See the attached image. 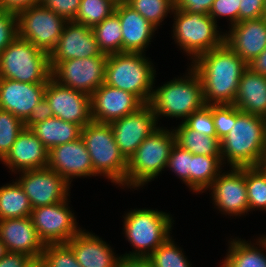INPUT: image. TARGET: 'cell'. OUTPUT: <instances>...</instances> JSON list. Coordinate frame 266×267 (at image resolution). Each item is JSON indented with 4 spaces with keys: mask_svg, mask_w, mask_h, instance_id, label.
I'll return each mask as SVG.
<instances>
[{
    "mask_svg": "<svg viewBox=\"0 0 266 267\" xmlns=\"http://www.w3.org/2000/svg\"><path fill=\"white\" fill-rule=\"evenodd\" d=\"M200 76L206 105L234 104L248 64L225 42L198 56L190 65Z\"/></svg>",
    "mask_w": 266,
    "mask_h": 267,
    "instance_id": "6da1fadb",
    "label": "cell"
},
{
    "mask_svg": "<svg viewBox=\"0 0 266 267\" xmlns=\"http://www.w3.org/2000/svg\"><path fill=\"white\" fill-rule=\"evenodd\" d=\"M222 164L259 166L266 151V118L242 112L232 104V130L221 141Z\"/></svg>",
    "mask_w": 266,
    "mask_h": 267,
    "instance_id": "7a4b0ae2",
    "label": "cell"
},
{
    "mask_svg": "<svg viewBox=\"0 0 266 267\" xmlns=\"http://www.w3.org/2000/svg\"><path fill=\"white\" fill-rule=\"evenodd\" d=\"M187 71L183 78H174L153 89L148 104L156 115L157 122L162 116L176 119L181 117V122H184L193 112L206 105L200 76L191 66Z\"/></svg>",
    "mask_w": 266,
    "mask_h": 267,
    "instance_id": "3957f363",
    "label": "cell"
},
{
    "mask_svg": "<svg viewBox=\"0 0 266 267\" xmlns=\"http://www.w3.org/2000/svg\"><path fill=\"white\" fill-rule=\"evenodd\" d=\"M155 74L152 61L144 53H114L108 55L104 83L133 93L148 104L155 86Z\"/></svg>",
    "mask_w": 266,
    "mask_h": 267,
    "instance_id": "277c9868",
    "label": "cell"
},
{
    "mask_svg": "<svg viewBox=\"0 0 266 267\" xmlns=\"http://www.w3.org/2000/svg\"><path fill=\"white\" fill-rule=\"evenodd\" d=\"M171 130L159 126L138 146L127 161V188L143 187L164 171L176 143Z\"/></svg>",
    "mask_w": 266,
    "mask_h": 267,
    "instance_id": "5b68a950",
    "label": "cell"
},
{
    "mask_svg": "<svg viewBox=\"0 0 266 267\" xmlns=\"http://www.w3.org/2000/svg\"><path fill=\"white\" fill-rule=\"evenodd\" d=\"M123 231L135 250L127 257H149L169 237L174 220L169 213L153 209H133L124 214Z\"/></svg>",
    "mask_w": 266,
    "mask_h": 267,
    "instance_id": "8992f818",
    "label": "cell"
},
{
    "mask_svg": "<svg viewBox=\"0 0 266 267\" xmlns=\"http://www.w3.org/2000/svg\"><path fill=\"white\" fill-rule=\"evenodd\" d=\"M81 138L90 154L94 176L108 178L124 189L127 160L116 144L110 124L91 121L82 128Z\"/></svg>",
    "mask_w": 266,
    "mask_h": 267,
    "instance_id": "52a82bcc",
    "label": "cell"
},
{
    "mask_svg": "<svg viewBox=\"0 0 266 267\" xmlns=\"http://www.w3.org/2000/svg\"><path fill=\"white\" fill-rule=\"evenodd\" d=\"M51 71L49 55L18 36L0 53V79L47 83Z\"/></svg>",
    "mask_w": 266,
    "mask_h": 267,
    "instance_id": "ba28073f",
    "label": "cell"
},
{
    "mask_svg": "<svg viewBox=\"0 0 266 267\" xmlns=\"http://www.w3.org/2000/svg\"><path fill=\"white\" fill-rule=\"evenodd\" d=\"M174 14V15H173ZM173 39L193 62L198 56L224 43V34L209 14L174 9ZM223 34V35H222Z\"/></svg>",
    "mask_w": 266,
    "mask_h": 267,
    "instance_id": "9c48e42d",
    "label": "cell"
},
{
    "mask_svg": "<svg viewBox=\"0 0 266 267\" xmlns=\"http://www.w3.org/2000/svg\"><path fill=\"white\" fill-rule=\"evenodd\" d=\"M17 36L48 55L55 49L67 20L41 4L17 15Z\"/></svg>",
    "mask_w": 266,
    "mask_h": 267,
    "instance_id": "30bf717a",
    "label": "cell"
},
{
    "mask_svg": "<svg viewBox=\"0 0 266 267\" xmlns=\"http://www.w3.org/2000/svg\"><path fill=\"white\" fill-rule=\"evenodd\" d=\"M68 202L67 199L32 209L30 219L45 245L67 243L82 230Z\"/></svg>",
    "mask_w": 266,
    "mask_h": 267,
    "instance_id": "8fae6325",
    "label": "cell"
},
{
    "mask_svg": "<svg viewBox=\"0 0 266 267\" xmlns=\"http://www.w3.org/2000/svg\"><path fill=\"white\" fill-rule=\"evenodd\" d=\"M108 55L60 61L51 71L58 83L91 95L105 80Z\"/></svg>",
    "mask_w": 266,
    "mask_h": 267,
    "instance_id": "7c38bea8",
    "label": "cell"
},
{
    "mask_svg": "<svg viewBox=\"0 0 266 267\" xmlns=\"http://www.w3.org/2000/svg\"><path fill=\"white\" fill-rule=\"evenodd\" d=\"M18 174L19 179L16 180L28 196L32 209L62 202L70 196L71 185L49 167Z\"/></svg>",
    "mask_w": 266,
    "mask_h": 267,
    "instance_id": "4fadbf2b",
    "label": "cell"
},
{
    "mask_svg": "<svg viewBox=\"0 0 266 267\" xmlns=\"http://www.w3.org/2000/svg\"><path fill=\"white\" fill-rule=\"evenodd\" d=\"M44 97L54 117L82 128L92 121L90 95L66 87L51 77L47 82Z\"/></svg>",
    "mask_w": 266,
    "mask_h": 267,
    "instance_id": "5bb4252c",
    "label": "cell"
},
{
    "mask_svg": "<svg viewBox=\"0 0 266 267\" xmlns=\"http://www.w3.org/2000/svg\"><path fill=\"white\" fill-rule=\"evenodd\" d=\"M226 172L221 171L208 188L209 192L212 191L213 204L222 214L236 217L244 215L249 212L246 167H231Z\"/></svg>",
    "mask_w": 266,
    "mask_h": 267,
    "instance_id": "9a60e30c",
    "label": "cell"
},
{
    "mask_svg": "<svg viewBox=\"0 0 266 267\" xmlns=\"http://www.w3.org/2000/svg\"><path fill=\"white\" fill-rule=\"evenodd\" d=\"M121 154L128 161L138 146L158 128L156 115L149 104L109 123Z\"/></svg>",
    "mask_w": 266,
    "mask_h": 267,
    "instance_id": "2e32d148",
    "label": "cell"
},
{
    "mask_svg": "<svg viewBox=\"0 0 266 267\" xmlns=\"http://www.w3.org/2000/svg\"><path fill=\"white\" fill-rule=\"evenodd\" d=\"M144 103L133 93L103 83L90 95L91 118L111 123L137 111Z\"/></svg>",
    "mask_w": 266,
    "mask_h": 267,
    "instance_id": "e0dca14e",
    "label": "cell"
},
{
    "mask_svg": "<svg viewBox=\"0 0 266 267\" xmlns=\"http://www.w3.org/2000/svg\"><path fill=\"white\" fill-rule=\"evenodd\" d=\"M92 28L67 21L55 49L50 53L51 70L60 62L103 56Z\"/></svg>",
    "mask_w": 266,
    "mask_h": 267,
    "instance_id": "ac0fdd59",
    "label": "cell"
},
{
    "mask_svg": "<svg viewBox=\"0 0 266 267\" xmlns=\"http://www.w3.org/2000/svg\"><path fill=\"white\" fill-rule=\"evenodd\" d=\"M69 184L73 178L94 176L90 154L83 139L52 147L48 153V165Z\"/></svg>",
    "mask_w": 266,
    "mask_h": 267,
    "instance_id": "d6986e66",
    "label": "cell"
},
{
    "mask_svg": "<svg viewBox=\"0 0 266 267\" xmlns=\"http://www.w3.org/2000/svg\"><path fill=\"white\" fill-rule=\"evenodd\" d=\"M46 85L0 79V109L9 111L24 122L44 98Z\"/></svg>",
    "mask_w": 266,
    "mask_h": 267,
    "instance_id": "ffe728a7",
    "label": "cell"
},
{
    "mask_svg": "<svg viewBox=\"0 0 266 267\" xmlns=\"http://www.w3.org/2000/svg\"><path fill=\"white\" fill-rule=\"evenodd\" d=\"M224 32V42L247 64L266 48V17L243 20Z\"/></svg>",
    "mask_w": 266,
    "mask_h": 267,
    "instance_id": "44dd1931",
    "label": "cell"
},
{
    "mask_svg": "<svg viewBox=\"0 0 266 267\" xmlns=\"http://www.w3.org/2000/svg\"><path fill=\"white\" fill-rule=\"evenodd\" d=\"M0 240L8 252L23 253L32 259H40L45 248L30 217L0 220Z\"/></svg>",
    "mask_w": 266,
    "mask_h": 267,
    "instance_id": "7402d4cb",
    "label": "cell"
},
{
    "mask_svg": "<svg viewBox=\"0 0 266 267\" xmlns=\"http://www.w3.org/2000/svg\"><path fill=\"white\" fill-rule=\"evenodd\" d=\"M48 153L49 150L33 132L29 128H24L2 162L11 172L16 174L17 172L47 167Z\"/></svg>",
    "mask_w": 266,
    "mask_h": 267,
    "instance_id": "603a6c76",
    "label": "cell"
},
{
    "mask_svg": "<svg viewBox=\"0 0 266 267\" xmlns=\"http://www.w3.org/2000/svg\"><path fill=\"white\" fill-rule=\"evenodd\" d=\"M114 12L121 24L122 52L145 53L157 28L125 1L117 2Z\"/></svg>",
    "mask_w": 266,
    "mask_h": 267,
    "instance_id": "cb8c5ba5",
    "label": "cell"
},
{
    "mask_svg": "<svg viewBox=\"0 0 266 267\" xmlns=\"http://www.w3.org/2000/svg\"><path fill=\"white\" fill-rule=\"evenodd\" d=\"M67 244L81 267H116L120 256L95 233L81 230ZM116 256V257H115Z\"/></svg>",
    "mask_w": 266,
    "mask_h": 267,
    "instance_id": "d4e9b609",
    "label": "cell"
},
{
    "mask_svg": "<svg viewBox=\"0 0 266 267\" xmlns=\"http://www.w3.org/2000/svg\"><path fill=\"white\" fill-rule=\"evenodd\" d=\"M234 105L242 112L266 118V76L248 67L240 78Z\"/></svg>",
    "mask_w": 266,
    "mask_h": 267,
    "instance_id": "484cf974",
    "label": "cell"
},
{
    "mask_svg": "<svg viewBox=\"0 0 266 267\" xmlns=\"http://www.w3.org/2000/svg\"><path fill=\"white\" fill-rule=\"evenodd\" d=\"M238 238H230L231 242L228 241V253H226L221 267H266V241L264 238L260 235L255 241L257 244Z\"/></svg>",
    "mask_w": 266,
    "mask_h": 267,
    "instance_id": "4316f807",
    "label": "cell"
},
{
    "mask_svg": "<svg viewBox=\"0 0 266 267\" xmlns=\"http://www.w3.org/2000/svg\"><path fill=\"white\" fill-rule=\"evenodd\" d=\"M29 129L48 150L79 139L82 131L81 126L54 116L32 125Z\"/></svg>",
    "mask_w": 266,
    "mask_h": 267,
    "instance_id": "83f0119b",
    "label": "cell"
},
{
    "mask_svg": "<svg viewBox=\"0 0 266 267\" xmlns=\"http://www.w3.org/2000/svg\"><path fill=\"white\" fill-rule=\"evenodd\" d=\"M180 123L173 129L177 145L194 155L221 156V143L217 137L205 136Z\"/></svg>",
    "mask_w": 266,
    "mask_h": 267,
    "instance_id": "f1b7e54d",
    "label": "cell"
},
{
    "mask_svg": "<svg viewBox=\"0 0 266 267\" xmlns=\"http://www.w3.org/2000/svg\"><path fill=\"white\" fill-rule=\"evenodd\" d=\"M31 212L28 196L16 179L0 187V220L30 217Z\"/></svg>",
    "mask_w": 266,
    "mask_h": 267,
    "instance_id": "f546056e",
    "label": "cell"
},
{
    "mask_svg": "<svg viewBox=\"0 0 266 267\" xmlns=\"http://www.w3.org/2000/svg\"><path fill=\"white\" fill-rule=\"evenodd\" d=\"M221 156L194 155L191 159V191L204 193L218 177L223 166Z\"/></svg>",
    "mask_w": 266,
    "mask_h": 267,
    "instance_id": "4dcf8cb0",
    "label": "cell"
},
{
    "mask_svg": "<svg viewBox=\"0 0 266 267\" xmlns=\"http://www.w3.org/2000/svg\"><path fill=\"white\" fill-rule=\"evenodd\" d=\"M92 30L102 53L109 55L122 52L121 24L115 12L95 25Z\"/></svg>",
    "mask_w": 266,
    "mask_h": 267,
    "instance_id": "1f68e13d",
    "label": "cell"
},
{
    "mask_svg": "<svg viewBox=\"0 0 266 267\" xmlns=\"http://www.w3.org/2000/svg\"><path fill=\"white\" fill-rule=\"evenodd\" d=\"M116 3L115 0H81L73 21L93 28L114 12Z\"/></svg>",
    "mask_w": 266,
    "mask_h": 267,
    "instance_id": "d6a6232c",
    "label": "cell"
},
{
    "mask_svg": "<svg viewBox=\"0 0 266 267\" xmlns=\"http://www.w3.org/2000/svg\"><path fill=\"white\" fill-rule=\"evenodd\" d=\"M246 188L249 211H266V172L261 166L246 167Z\"/></svg>",
    "mask_w": 266,
    "mask_h": 267,
    "instance_id": "836d02e7",
    "label": "cell"
},
{
    "mask_svg": "<svg viewBox=\"0 0 266 267\" xmlns=\"http://www.w3.org/2000/svg\"><path fill=\"white\" fill-rule=\"evenodd\" d=\"M125 2L156 28L162 25L160 23L168 13L172 14L175 9V0H126Z\"/></svg>",
    "mask_w": 266,
    "mask_h": 267,
    "instance_id": "e575fe53",
    "label": "cell"
},
{
    "mask_svg": "<svg viewBox=\"0 0 266 267\" xmlns=\"http://www.w3.org/2000/svg\"><path fill=\"white\" fill-rule=\"evenodd\" d=\"M170 236L148 257L152 267H192L190 261Z\"/></svg>",
    "mask_w": 266,
    "mask_h": 267,
    "instance_id": "d590c367",
    "label": "cell"
},
{
    "mask_svg": "<svg viewBox=\"0 0 266 267\" xmlns=\"http://www.w3.org/2000/svg\"><path fill=\"white\" fill-rule=\"evenodd\" d=\"M23 129L24 122L21 119L0 109V161L6 157Z\"/></svg>",
    "mask_w": 266,
    "mask_h": 267,
    "instance_id": "8d00e7d4",
    "label": "cell"
},
{
    "mask_svg": "<svg viewBox=\"0 0 266 267\" xmlns=\"http://www.w3.org/2000/svg\"><path fill=\"white\" fill-rule=\"evenodd\" d=\"M40 259L45 267H81L67 243L45 245Z\"/></svg>",
    "mask_w": 266,
    "mask_h": 267,
    "instance_id": "74e56055",
    "label": "cell"
},
{
    "mask_svg": "<svg viewBox=\"0 0 266 267\" xmlns=\"http://www.w3.org/2000/svg\"><path fill=\"white\" fill-rule=\"evenodd\" d=\"M191 159L192 153L188 150L181 148L176 143L174 144L170 157L167 162V168L182 180L184 184L191 190Z\"/></svg>",
    "mask_w": 266,
    "mask_h": 267,
    "instance_id": "f35d334b",
    "label": "cell"
},
{
    "mask_svg": "<svg viewBox=\"0 0 266 267\" xmlns=\"http://www.w3.org/2000/svg\"><path fill=\"white\" fill-rule=\"evenodd\" d=\"M188 128L209 137H216V129L212 118V104L205 105L193 112L184 122Z\"/></svg>",
    "mask_w": 266,
    "mask_h": 267,
    "instance_id": "ab89813d",
    "label": "cell"
},
{
    "mask_svg": "<svg viewBox=\"0 0 266 267\" xmlns=\"http://www.w3.org/2000/svg\"><path fill=\"white\" fill-rule=\"evenodd\" d=\"M212 118L221 141L232 130V104H212Z\"/></svg>",
    "mask_w": 266,
    "mask_h": 267,
    "instance_id": "60d3db41",
    "label": "cell"
},
{
    "mask_svg": "<svg viewBox=\"0 0 266 267\" xmlns=\"http://www.w3.org/2000/svg\"><path fill=\"white\" fill-rule=\"evenodd\" d=\"M239 6L240 0H214L212 8L209 12V15L213 18V20L217 22V18L220 17H228L230 20L232 27L236 23H239Z\"/></svg>",
    "mask_w": 266,
    "mask_h": 267,
    "instance_id": "b9f144b4",
    "label": "cell"
},
{
    "mask_svg": "<svg viewBox=\"0 0 266 267\" xmlns=\"http://www.w3.org/2000/svg\"><path fill=\"white\" fill-rule=\"evenodd\" d=\"M17 37L16 14L0 10V53Z\"/></svg>",
    "mask_w": 266,
    "mask_h": 267,
    "instance_id": "7bdbcfd3",
    "label": "cell"
},
{
    "mask_svg": "<svg viewBox=\"0 0 266 267\" xmlns=\"http://www.w3.org/2000/svg\"><path fill=\"white\" fill-rule=\"evenodd\" d=\"M81 0H41V5L51 9L67 21H73L77 15Z\"/></svg>",
    "mask_w": 266,
    "mask_h": 267,
    "instance_id": "ee69618b",
    "label": "cell"
},
{
    "mask_svg": "<svg viewBox=\"0 0 266 267\" xmlns=\"http://www.w3.org/2000/svg\"><path fill=\"white\" fill-rule=\"evenodd\" d=\"M265 0H240L239 22L264 17Z\"/></svg>",
    "mask_w": 266,
    "mask_h": 267,
    "instance_id": "f6af8a7d",
    "label": "cell"
},
{
    "mask_svg": "<svg viewBox=\"0 0 266 267\" xmlns=\"http://www.w3.org/2000/svg\"><path fill=\"white\" fill-rule=\"evenodd\" d=\"M214 0H175V8L185 12L209 14Z\"/></svg>",
    "mask_w": 266,
    "mask_h": 267,
    "instance_id": "bcb514c9",
    "label": "cell"
},
{
    "mask_svg": "<svg viewBox=\"0 0 266 267\" xmlns=\"http://www.w3.org/2000/svg\"><path fill=\"white\" fill-rule=\"evenodd\" d=\"M53 117L50 105L44 97L33 109L28 118L24 121V128H30L32 125L45 121Z\"/></svg>",
    "mask_w": 266,
    "mask_h": 267,
    "instance_id": "7dc6e473",
    "label": "cell"
},
{
    "mask_svg": "<svg viewBox=\"0 0 266 267\" xmlns=\"http://www.w3.org/2000/svg\"><path fill=\"white\" fill-rule=\"evenodd\" d=\"M40 3L41 0H0V9L17 15L19 12Z\"/></svg>",
    "mask_w": 266,
    "mask_h": 267,
    "instance_id": "c3c4849f",
    "label": "cell"
},
{
    "mask_svg": "<svg viewBox=\"0 0 266 267\" xmlns=\"http://www.w3.org/2000/svg\"><path fill=\"white\" fill-rule=\"evenodd\" d=\"M31 260L26 254L8 252L0 259V267H26Z\"/></svg>",
    "mask_w": 266,
    "mask_h": 267,
    "instance_id": "681fc988",
    "label": "cell"
},
{
    "mask_svg": "<svg viewBox=\"0 0 266 267\" xmlns=\"http://www.w3.org/2000/svg\"><path fill=\"white\" fill-rule=\"evenodd\" d=\"M116 267H152L148 257H127L120 255Z\"/></svg>",
    "mask_w": 266,
    "mask_h": 267,
    "instance_id": "f907efd6",
    "label": "cell"
},
{
    "mask_svg": "<svg viewBox=\"0 0 266 267\" xmlns=\"http://www.w3.org/2000/svg\"><path fill=\"white\" fill-rule=\"evenodd\" d=\"M248 67L253 72L266 76V48L248 64Z\"/></svg>",
    "mask_w": 266,
    "mask_h": 267,
    "instance_id": "816d5d0a",
    "label": "cell"
},
{
    "mask_svg": "<svg viewBox=\"0 0 266 267\" xmlns=\"http://www.w3.org/2000/svg\"><path fill=\"white\" fill-rule=\"evenodd\" d=\"M26 267H45L41 259H32Z\"/></svg>",
    "mask_w": 266,
    "mask_h": 267,
    "instance_id": "f5cc1de1",
    "label": "cell"
},
{
    "mask_svg": "<svg viewBox=\"0 0 266 267\" xmlns=\"http://www.w3.org/2000/svg\"><path fill=\"white\" fill-rule=\"evenodd\" d=\"M8 253L5 244L0 240V259Z\"/></svg>",
    "mask_w": 266,
    "mask_h": 267,
    "instance_id": "db71d44e",
    "label": "cell"
},
{
    "mask_svg": "<svg viewBox=\"0 0 266 267\" xmlns=\"http://www.w3.org/2000/svg\"><path fill=\"white\" fill-rule=\"evenodd\" d=\"M259 166H261V168L266 172V151Z\"/></svg>",
    "mask_w": 266,
    "mask_h": 267,
    "instance_id": "11a10c76",
    "label": "cell"
},
{
    "mask_svg": "<svg viewBox=\"0 0 266 267\" xmlns=\"http://www.w3.org/2000/svg\"><path fill=\"white\" fill-rule=\"evenodd\" d=\"M264 17H266V0H265V4H264Z\"/></svg>",
    "mask_w": 266,
    "mask_h": 267,
    "instance_id": "9f6ffc18",
    "label": "cell"
},
{
    "mask_svg": "<svg viewBox=\"0 0 266 267\" xmlns=\"http://www.w3.org/2000/svg\"><path fill=\"white\" fill-rule=\"evenodd\" d=\"M116 2H123V1H126V0H115Z\"/></svg>",
    "mask_w": 266,
    "mask_h": 267,
    "instance_id": "6f0895ef",
    "label": "cell"
}]
</instances>
